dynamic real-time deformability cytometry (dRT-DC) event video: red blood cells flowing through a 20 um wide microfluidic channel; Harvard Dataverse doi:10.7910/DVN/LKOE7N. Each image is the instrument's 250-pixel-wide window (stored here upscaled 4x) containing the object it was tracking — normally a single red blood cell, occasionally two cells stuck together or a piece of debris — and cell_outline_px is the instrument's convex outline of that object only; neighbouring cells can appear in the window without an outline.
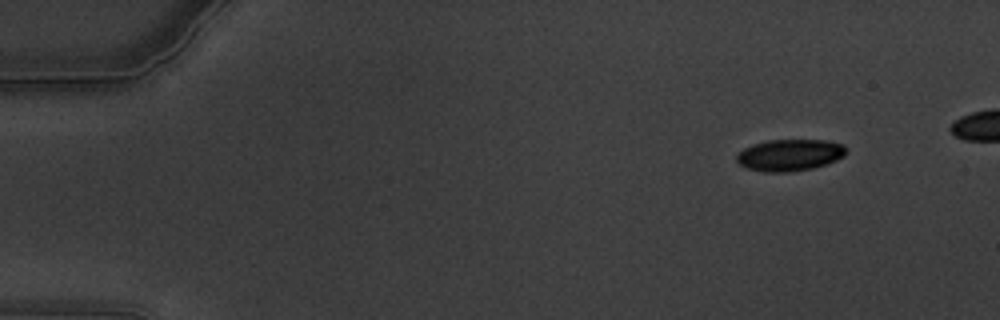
{"species": "common noctule bat (a hibernating species)", "species_latin": "Nyctalus noctula", "temperature_condition": "warm", "stored_images_in_passage": 57, "camera_frame_rate_fps": 3000, "um_per_image_px": 0.085, "animal": {"sex": "male", "body_mass_g": 19.5, "forearm_length_mm": 54.6}, "frame": {"image": 1, "passage_image": 7, "time_ms": 2.0, "image_size_px": [1000, 320], "cell_outline_px": [[848, 152], [844, 156], [828, 164], [812, 168], [788, 172], [764, 172], [748, 168], [740, 164], [736, 160], [736, 156], [744, 148], [752, 144], [768, 140], [824, 140], [844, 144]], "centroid_in_image_um": [67.16, 13.17], "position_along_channel_um": 17.8, "area_um2": 20.29}}
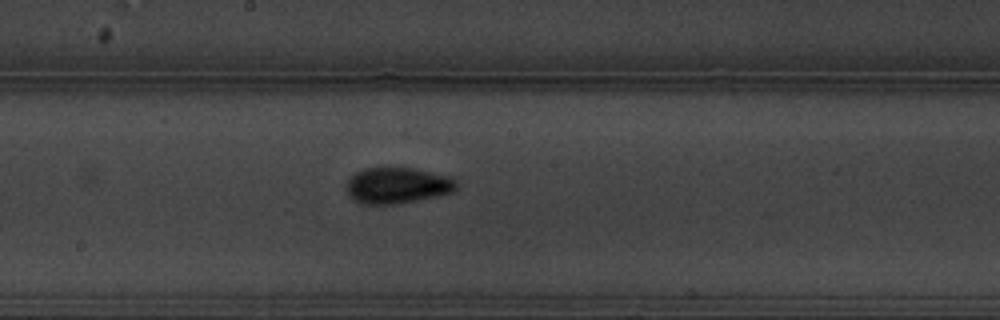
{"frame": {"image": 2, "passage_image": 34, "time_ms": 11.0, "image_size_px": [1000, 320], "cell_outline_px": [[456, 188], [452, 192], [436, 196], [396, 204], [360, 204], [352, 200], [348, 196], [344, 188], [344, 184], [356, 172], [364, 168], [412, 168], [448, 176], [456, 180]], "centroid_in_image_um": [33.69, 15.77], "position_along_channel_um": 214.5, "area_um2": 23.18}}
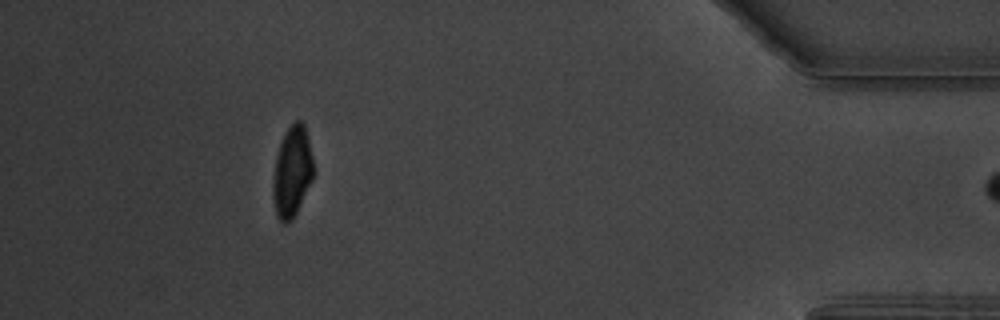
{"frame": {"image": 3, "passage_image": 56, "time_ms": 18.333, "image_size_px": [1000, 320], "cell_outline_px": [[312, 180], [292, 220], [284, 224], [276, 216], [272, 196], [272, 184], [276, 156], [284, 132], [296, 120], [300, 120], [304, 124], [308, 136], [312, 156]], "centroid_in_image_um": [24.8, 14.6], "position_along_channel_um": 410.4, "area_um2": 21.27}}